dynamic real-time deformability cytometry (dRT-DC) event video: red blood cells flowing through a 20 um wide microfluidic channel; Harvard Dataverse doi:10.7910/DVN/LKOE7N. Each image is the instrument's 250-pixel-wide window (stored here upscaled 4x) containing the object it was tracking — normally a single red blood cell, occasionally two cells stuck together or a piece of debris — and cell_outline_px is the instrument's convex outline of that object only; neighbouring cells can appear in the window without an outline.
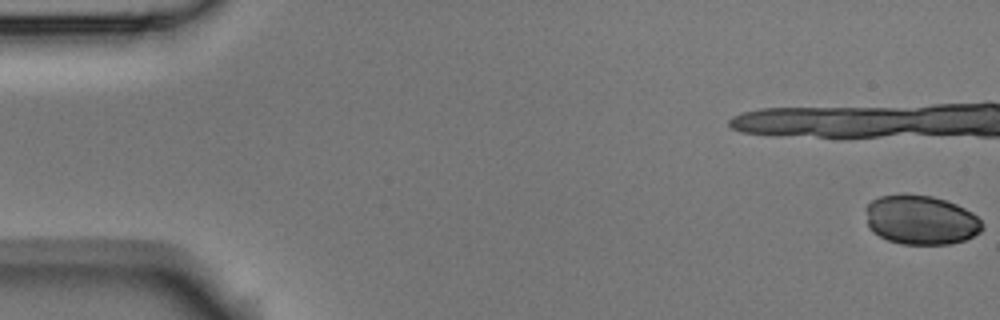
{"species": "Egyptian fruit bat (a non-hibernating species)", "species_latin": "Rousettus aegyptiacus", "temperature_condition": "room temperature", "stored_images_in_passage": 20, "camera_frame_rate_fps": 3000, "um_per_image_px": 0.085, "animal": {"sex": "male"}, "frame": {"image": 1, "passage_image": 1, "time_ms": 0.0, "image_size_px": [1000, 320], "cell_outline_px": [[984, 228], [980, 232], [964, 240], [948, 244], [904, 244], [888, 240], [872, 232], [868, 228], [864, 208], [872, 200], [880, 196], [932, 196], [956, 204], [972, 212], [984, 224]], "centroid_in_image_um": [78.26, 18.72], "position_along_channel_um": 6.7, "area_um2": 33.18}}